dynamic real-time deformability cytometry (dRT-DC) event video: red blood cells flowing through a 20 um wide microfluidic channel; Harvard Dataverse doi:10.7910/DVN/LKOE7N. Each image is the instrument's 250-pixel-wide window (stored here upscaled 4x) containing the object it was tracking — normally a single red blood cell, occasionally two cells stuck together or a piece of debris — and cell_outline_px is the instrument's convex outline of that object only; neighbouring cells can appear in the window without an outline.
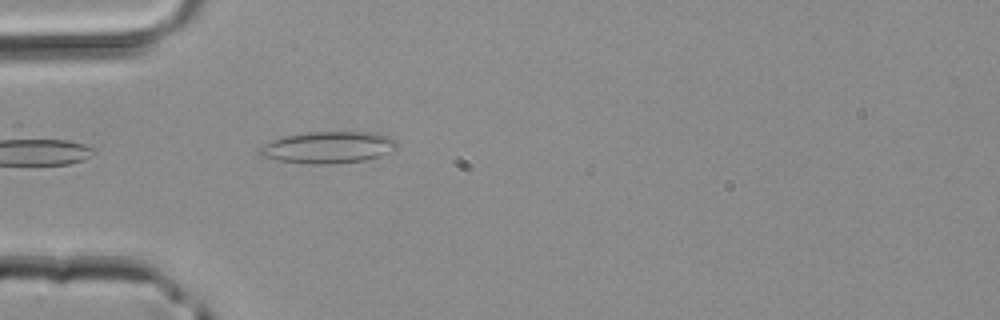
{"species": "common noctule bat (a hibernating species)", "species_latin": "Nyctalus noctula", "temperature_condition": "room temperature", "stored_images_in_passage": 4, "camera_frame_rate_fps": 3000, "um_per_image_px": 0.085, "animal": {"sex": "male", "body_mass_g": 20.4}, "frame": {"image": 1, "passage_image": 4, "time_ms": 1.0, "image_size_px": [1000, 320], "cell_outline_px": [[396, 148], [380, 156], [364, 160], [336, 164], [308, 164], [276, 160], [260, 156], [256, 152], [256, 148], [272, 140], [284, 136], [308, 132], [376, 132], [392, 136], [396, 140]], "centroid_in_image_um": [27.86, 12.53], "position_along_channel_um": 57.1, "area_um2": 25.78}}